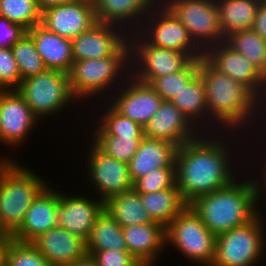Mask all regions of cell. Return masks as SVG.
I'll return each mask as SVG.
<instances>
[{"instance_id":"obj_1","label":"cell","mask_w":266,"mask_h":266,"mask_svg":"<svg viewBox=\"0 0 266 266\" xmlns=\"http://www.w3.org/2000/svg\"><path fill=\"white\" fill-rule=\"evenodd\" d=\"M251 141L248 135L237 132L201 133L178 146L176 187L185 203L190 205L236 180L248 168Z\"/></svg>"},{"instance_id":"obj_2","label":"cell","mask_w":266,"mask_h":266,"mask_svg":"<svg viewBox=\"0 0 266 266\" xmlns=\"http://www.w3.org/2000/svg\"><path fill=\"white\" fill-rule=\"evenodd\" d=\"M198 73L205 87L208 133L237 132L264 138L265 105L243 84L199 58Z\"/></svg>"},{"instance_id":"obj_3","label":"cell","mask_w":266,"mask_h":266,"mask_svg":"<svg viewBox=\"0 0 266 266\" xmlns=\"http://www.w3.org/2000/svg\"><path fill=\"white\" fill-rule=\"evenodd\" d=\"M243 174L231 184L203 195L190 204L215 236L242 226L259 214L256 179L249 168Z\"/></svg>"},{"instance_id":"obj_4","label":"cell","mask_w":266,"mask_h":266,"mask_svg":"<svg viewBox=\"0 0 266 266\" xmlns=\"http://www.w3.org/2000/svg\"><path fill=\"white\" fill-rule=\"evenodd\" d=\"M131 75L129 41L114 55L74 61L69 73L73 95L87 109L107 100Z\"/></svg>"},{"instance_id":"obj_5","label":"cell","mask_w":266,"mask_h":266,"mask_svg":"<svg viewBox=\"0 0 266 266\" xmlns=\"http://www.w3.org/2000/svg\"><path fill=\"white\" fill-rule=\"evenodd\" d=\"M16 90L22 95L41 123L47 121L46 125L49 126V120H53L52 123H55L54 119L59 118L66 111L67 113L71 112L74 114L77 110L75 107L78 110L75 113L77 116L75 115L74 119H78L80 114L81 117L79 119L83 118L82 121L86 120L83 114L84 112L86 113V108L81 106L80 101L73 95L68 73L46 69L40 74L22 80ZM72 109L75 111L73 112Z\"/></svg>"},{"instance_id":"obj_6","label":"cell","mask_w":266,"mask_h":266,"mask_svg":"<svg viewBox=\"0 0 266 266\" xmlns=\"http://www.w3.org/2000/svg\"><path fill=\"white\" fill-rule=\"evenodd\" d=\"M23 163L18 160L0 183V226L10 235L20 227L33 200L51 181Z\"/></svg>"},{"instance_id":"obj_7","label":"cell","mask_w":266,"mask_h":266,"mask_svg":"<svg viewBox=\"0 0 266 266\" xmlns=\"http://www.w3.org/2000/svg\"><path fill=\"white\" fill-rule=\"evenodd\" d=\"M264 258L266 218L259 213L252 221L216 236L211 266H264Z\"/></svg>"},{"instance_id":"obj_8","label":"cell","mask_w":266,"mask_h":266,"mask_svg":"<svg viewBox=\"0 0 266 266\" xmlns=\"http://www.w3.org/2000/svg\"><path fill=\"white\" fill-rule=\"evenodd\" d=\"M169 247H171L169 250ZM174 250L195 266H211L215 258L216 236L187 205L166 227V251Z\"/></svg>"},{"instance_id":"obj_9","label":"cell","mask_w":266,"mask_h":266,"mask_svg":"<svg viewBox=\"0 0 266 266\" xmlns=\"http://www.w3.org/2000/svg\"><path fill=\"white\" fill-rule=\"evenodd\" d=\"M86 138L85 141L88 142L84 141V144H87L84 147L87 149L84 148L85 152H82L85 157L82 153L80 155L84 165H79L81 169L83 167V177H87L84 184L87 185V190H91L88 192L105 202L111 196L133 189L128 164L107 155L90 138L88 139V136Z\"/></svg>"},{"instance_id":"obj_10","label":"cell","mask_w":266,"mask_h":266,"mask_svg":"<svg viewBox=\"0 0 266 266\" xmlns=\"http://www.w3.org/2000/svg\"><path fill=\"white\" fill-rule=\"evenodd\" d=\"M131 75L150 84L183 70L193 59L184 52L150 45L138 32L129 34Z\"/></svg>"},{"instance_id":"obj_11","label":"cell","mask_w":266,"mask_h":266,"mask_svg":"<svg viewBox=\"0 0 266 266\" xmlns=\"http://www.w3.org/2000/svg\"><path fill=\"white\" fill-rule=\"evenodd\" d=\"M137 32L150 45L184 52L192 59L203 57V51L190 37L187 28L161 0L148 13Z\"/></svg>"},{"instance_id":"obj_12","label":"cell","mask_w":266,"mask_h":266,"mask_svg":"<svg viewBox=\"0 0 266 266\" xmlns=\"http://www.w3.org/2000/svg\"><path fill=\"white\" fill-rule=\"evenodd\" d=\"M187 28L190 37L204 52L225 41L219 23L216 0H161Z\"/></svg>"},{"instance_id":"obj_13","label":"cell","mask_w":266,"mask_h":266,"mask_svg":"<svg viewBox=\"0 0 266 266\" xmlns=\"http://www.w3.org/2000/svg\"><path fill=\"white\" fill-rule=\"evenodd\" d=\"M41 124L16 89L0 90V146L7 148L4 154L13 156L14 151L24 148Z\"/></svg>"},{"instance_id":"obj_14","label":"cell","mask_w":266,"mask_h":266,"mask_svg":"<svg viewBox=\"0 0 266 266\" xmlns=\"http://www.w3.org/2000/svg\"><path fill=\"white\" fill-rule=\"evenodd\" d=\"M64 190L59 189L57 225L86 242L96 218L104 210V201L86 191L82 194L78 189L76 193Z\"/></svg>"},{"instance_id":"obj_15","label":"cell","mask_w":266,"mask_h":266,"mask_svg":"<svg viewBox=\"0 0 266 266\" xmlns=\"http://www.w3.org/2000/svg\"><path fill=\"white\" fill-rule=\"evenodd\" d=\"M203 57L215 69L247 87L266 105V77L225 41L208 47Z\"/></svg>"},{"instance_id":"obj_16","label":"cell","mask_w":266,"mask_h":266,"mask_svg":"<svg viewBox=\"0 0 266 266\" xmlns=\"http://www.w3.org/2000/svg\"><path fill=\"white\" fill-rule=\"evenodd\" d=\"M107 101L119 113L144 127L157 113L163 99L149 84L130 75Z\"/></svg>"},{"instance_id":"obj_17","label":"cell","mask_w":266,"mask_h":266,"mask_svg":"<svg viewBox=\"0 0 266 266\" xmlns=\"http://www.w3.org/2000/svg\"><path fill=\"white\" fill-rule=\"evenodd\" d=\"M96 23L93 0H75L41 11L42 26L71 40Z\"/></svg>"},{"instance_id":"obj_18","label":"cell","mask_w":266,"mask_h":266,"mask_svg":"<svg viewBox=\"0 0 266 266\" xmlns=\"http://www.w3.org/2000/svg\"><path fill=\"white\" fill-rule=\"evenodd\" d=\"M129 34L118 27L97 22L72 40L74 61L114 56L127 42Z\"/></svg>"},{"instance_id":"obj_19","label":"cell","mask_w":266,"mask_h":266,"mask_svg":"<svg viewBox=\"0 0 266 266\" xmlns=\"http://www.w3.org/2000/svg\"><path fill=\"white\" fill-rule=\"evenodd\" d=\"M50 182L33 200L20 227L11 235L19 242H32L40 234L58 226V185Z\"/></svg>"},{"instance_id":"obj_20","label":"cell","mask_w":266,"mask_h":266,"mask_svg":"<svg viewBox=\"0 0 266 266\" xmlns=\"http://www.w3.org/2000/svg\"><path fill=\"white\" fill-rule=\"evenodd\" d=\"M144 137L171 142L177 147L196 139L201 132L171 102L163 100L157 113L146 123Z\"/></svg>"},{"instance_id":"obj_21","label":"cell","mask_w":266,"mask_h":266,"mask_svg":"<svg viewBox=\"0 0 266 266\" xmlns=\"http://www.w3.org/2000/svg\"><path fill=\"white\" fill-rule=\"evenodd\" d=\"M130 252L143 266H159L166 252V228L159 223L122 228ZM164 257H163V256ZM160 260V261H159Z\"/></svg>"},{"instance_id":"obj_22","label":"cell","mask_w":266,"mask_h":266,"mask_svg":"<svg viewBox=\"0 0 266 266\" xmlns=\"http://www.w3.org/2000/svg\"><path fill=\"white\" fill-rule=\"evenodd\" d=\"M51 266H68L84 258L86 242L56 226L31 242Z\"/></svg>"},{"instance_id":"obj_23","label":"cell","mask_w":266,"mask_h":266,"mask_svg":"<svg viewBox=\"0 0 266 266\" xmlns=\"http://www.w3.org/2000/svg\"><path fill=\"white\" fill-rule=\"evenodd\" d=\"M85 115L87 119L86 122L91 119V122H88L91 124H89V129L88 127L83 129L86 131L85 136H118L132 137L133 139L144 138V128L119 113L107 100L92 103L91 106L86 109ZM86 129L90 130L89 134Z\"/></svg>"},{"instance_id":"obj_24","label":"cell","mask_w":266,"mask_h":266,"mask_svg":"<svg viewBox=\"0 0 266 266\" xmlns=\"http://www.w3.org/2000/svg\"><path fill=\"white\" fill-rule=\"evenodd\" d=\"M160 0H93L97 22L117 25L128 34L137 32Z\"/></svg>"},{"instance_id":"obj_25","label":"cell","mask_w":266,"mask_h":266,"mask_svg":"<svg viewBox=\"0 0 266 266\" xmlns=\"http://www.w3.org/2000/svg\"><path fill=\"white\" fill-rule=\"evenodd\" d=\"M176 152L171 142L144 137L128 164L132 183L156 169L175 167Z\"/></svg>"},{"instance_id":"obj_26","label":"cell","mask_w":266,"mask_h":266,"mask_svg":"<svg viewBox=\"0 0 266 266\" xmlns=\"http://www.w3.org/2000/svg\"><path fill=\"white\" fill-rule=\"evenodd\" d=\"M47 69L70 73L73 66L72 40L49 31L40 23L27 30Z\"/></svg>"},{"instance_id":"obj_27","label":"cell","mask_w":266,"mask_h":266,"mask_svg":"<svg viewBox=\"0 0 266 266\" xmlns=\"http://www.w3.org/2000/svg\"><path fill=\"white\" fill-rule=\"evenodd\" d=\"M171 102L201 133H208L206 93L199 73L176 94Z\"/></svg>"},{"instance_id":"obj_28","label":"cell","mask_w":266,"mask_h":266,"mask_svg":"<svg viewBox=\"0 0 266 266\" xmlns=\"http://www.w3.org/2000/svg\"><path fill=\"white\" fill-rule=\"evenodd\" d=\"M139 194L151 220L165 228L187 206L176 184L161 191Z\"/></svg>"},{"instance_id":"obj_29","label":"cell","mask_w":266,"mask_h":266,"mask_svg":"<svg viewBox=\"0 0 266 266\" xmlns=\"http://www.w3.org/2000/svg\"><path fill=\"white\" fill-rule=\"evenodd\" d=\"M260 2L261 0H216L224 37L252 28Z\"/></svg>"},{"instance_id":"obj_30","label":"cell","mask_w":266,"mask_h":266,"mask_svg":"<svg viewBox=\"0 0 266 266\" xmlns=\"http://www.w3.org/2000/svg\"><path fill=\"white\" fill-rule=\"evenodd\" d=\"M104 209L122 228L156 223L143 208L140 194L134 189L111 196L104 202Z\"/></svg>"},{"instance_id":"obj_31","label":"cell","mask_w":266,"mask_h":266,"mask_svg":"<svg viewBox=\"0 0 266 266\" xmlns=\"http://www.w3.org/2000/svg\"><path fill=\"white\" fill-rule=\"evenodd\" d=\"M128 252L122 227L104 209L96 218L86 241V252L103 250Z\"/></svg>"},{"instance_id":"obj_32","label":"cell","mask_w":266,"mask_h":266,"mask_svg":"<svg viewBox=\"0 0 266 266\" xmlns=\"http://www.w3.org/2000/svg\"><path fill=\"white\" fill-rule=\"evenodd\" d=\"M225 42L266 77V41L252 28L233 32L226 37Z\"/></svg>"},{"instance_id":"obj_33","label":"cell","mask_w":266,"mask_h":266,"mask_svg":"<svg viewBox=\"0 0 266 266\" xmlns=\"http://www.w3.org/2000/svg\"><path fill=\"white\" fill-rule=\"evenodd\" d=\"M11 49L17 62L21 81L47 69L36 50L32 37L28 33L18 40Z\"/></svg>"},{"instance_id":"obj_34","label":"cell","mask_w":266,"mask_h":266,"mask_svg":"<svg viewBox=\"0 0 266 266\" xmlns=\"http://www.w3.org/2000/svg\"><path fill=\"white\" fill-rule=\"evenodd\" d=\"M265 150H266V138L252 139L247 158L248 163L250 164H248L247 166L248 168L250 167L249 170L253 172L252 175L255 177L257 182L259 213L266 218L265 214L266 213L265 211L266 210V203H265L266 202L265 199L266 198V151Z\"/></svg>"},{"instance_id":"obj_35","label":"cell","mask_w":266,"mask_h":266,"mask_svg":"<svg viewBox=\"0 0 266 266\" xmlns=\"http://www.w3.org/2000/svg\"><path fill=\"white\" fill-rule=\"evenodd\" d=\"M0 16L27 30L41 22V10L36 0H0Z\"/></svg>"},{"instance_id":"obj_36","label":"cell","mask_w":266,"mask_h":266,"mask_svg":"<svg viewBox=\"0 0 266 266\" xmlns=\"http://www.w3.org/2000/svg\"><path fill=\"white\" fill-rule=\"evenodd\" d=\"M199 58L193 59L183 70L154 79L149 85L163 99L171 101L197 74Z\"/></svg>"},{"instance_id":"obj_37","label":"cell","mask_w":266,"mask_h":266,"mask_svg":"<svg viewBox=\"0 0 266 266\" xmlns=\"http://www.w3.org/2000/svg\"><path fill=\"white\" fill-rule=\"evenodd\" d=\"M104 153L129 164L139 149L142 139L118 136H88Z\"/></svg>"},{"instance_id":"obj_38","label":"cell","mask_w":266,"mask_h":266,"mask_svg":"<svg viewBox=\"0 0 266 266\" xmlns=\"http://www.w3.org/2000/svg\"><path fill=\"white\" fill-rule=\"evenodd\" d=\"M5 266H51L31 242H9Z\"/></svg>"},{"instance_id":"obj_39","label":"cell","mask_w":266,"mask_h":266,"mask_svg":"<svg viewBox=\"0 0 266 266\" xmlns=\"http://www.w3.org/2000/svg\"><path fill=\"white\" fill-rule=\"evenodd\" d=\"M176 184L175 167H166L151 171L146 176L133 183V189L138 193H153Z\"/></svg>"},{"instance_id":"obj_40","label":"cell","mask_w":266,"mask_h":266,"mask_svg":"<svg viewBox=\"0 0 266 266\" xmlns=\"http://www.w3.org/2000/svg\"><path fill=\"white\" fill-rule=\"evenodd\" d=\"M21 76L11 48H0V90L17 89Z\"/></svg>"},{"instance_id":"obj_41","label":"cell","mask_w":266,"mask_h":266,"mask_svg":"<svg viewBox=\"0 0 266 266\" xmlns=\"http://www.w3.org/2000/svg\"><path fill=\"white\" fill-rule=\"evenodd\" d=\"M97 266H143L130 252L103 250L86 252Z\"/></svg>"},{"instance_id":"obj_42","label":"cell","mask_w":266,"mask_h":266,"mask_svg":"<svg viewBox=\"0 0 266 266\" xmlns=\"http://www.w3.org/2000/svg\"><path fill=\"white\" fill-rule=\"evenodd\" d=\"M27 33L22 25L0 16V48H11Z\"/></svg>"},{"instance_id":"obj_43","label":"cell","mask_w":266,"mask_h":266,"mask_svg":"<svg viewBox=\"0 0 266 266\" xmlns=\"http://www.w3.org/2000/svg\"><path fill=\"white\" fill-rule=\"evenodd\" d=\"M252 29L266 41V4L260 2Z\"/></svg>"},{"instance_id":"obj_44","label":"cell","mask_w":266,"mask_h":266,"mask_svg":"<svg viewBox=\"0 0 266 266\" xmlns=\"http://www.w3.org/2000/svg\"><path fill=\"white\" fill-rule=\"evenodd\" d=\"M15 156L0 153V183L7 171L18 161V158H14Z\"/></svg>"},{"instance_id":"obj_45","label":"cell","mask_w":266,"mask_h":266,"mask_svg":"<svg viewBox=\"0 0 266 266\" xmlns=\"http://www.w3.org/2000/svg\"><path fill=\"white\" fill-rule=\"evenodd\" d=\"M11 240L12 237L10 234L0 236V266H5L6 251Z\"/></svg>"},{"instance_id":"obj_46","label":"cell","mask_w":266,"mask_h":266,"mask_svg":"<svg viewBox=\"0 0 266 266\" xmlns=\"http://www.w3.org/2000/svg\"><path fill=\"white\" fill-rule=\"evenodd\" d=\"M75 0H36V3L41 11L52 6L69 3Z\"/></svg>"},{"instance_id":"obj_47","label":"cell","mask_w":266,"mask_h":266,"mask_svg":"<svg viewBox=\"0 0 266 266\" xmlns=\"http://www.w3.org/2000/svg\"><path fill=\"white\" fill-rule=\"evenodd\" d=\"M68 266H97V263L92 259L91 256L86 255L84 258Z\"/></svg>"},{"instance_id":"obj_48","label":"cell","mask_w":266,"mask_h":266,"mask_svg":"<svg viewBox=\"0 0 266 266\" xmlns=\"http://www.w3.org/2000/svg\"><path fill=\"white\" fill-rule=\"evenodd\" d=\"M6 233L2 230L1 226H0V236L1 235H5Z\"/></svg>"}]
</instances>
